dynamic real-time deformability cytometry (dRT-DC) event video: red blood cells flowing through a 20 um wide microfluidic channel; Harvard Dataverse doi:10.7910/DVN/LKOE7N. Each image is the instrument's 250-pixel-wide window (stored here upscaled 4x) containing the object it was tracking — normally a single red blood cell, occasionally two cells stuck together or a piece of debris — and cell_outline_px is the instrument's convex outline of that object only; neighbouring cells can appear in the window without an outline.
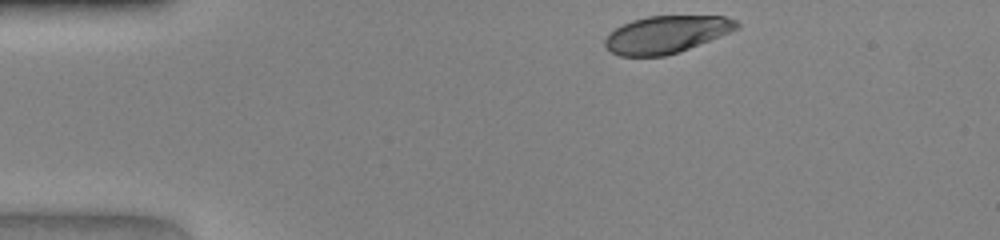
{"species": "human", "species_latin": "Homo sapiens", "temperature_condition": "warm", "stored_images_in_passage": 32, "camera_frame_rate_fps": 3000, "um_per_image_px": 0.085, "donor": {"sex": "female"}, "frame": {"image": 1, "passage_image": 1, "time_ms": 0.0, "image_size_px": [1000, 240], "cell_outline_px": [[740, 28], [720, 36], [688, 48], [664, 56], [620, 56], [612, 52], [604, 44], [604, 40], [616, 28], [632, 20], [648, 16], [724, 16], [736, 20], [740, 24]], "centroid_in_image_um": [56.66, 2.92], "position_along_channel_um": 28.3, "area_um2": 28.26}}
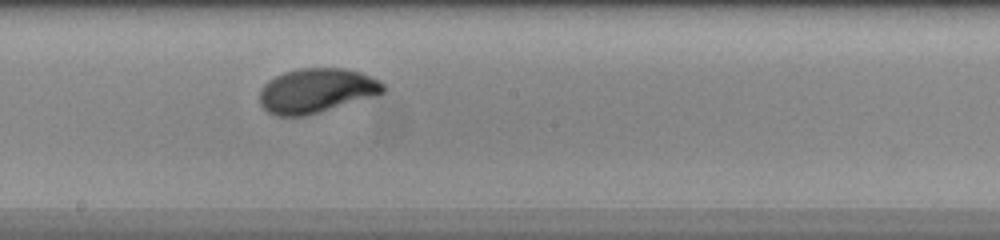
{"frame": {"image": 2, "passage_image": 19, "time_ms": 6.0, "image_size_px": [1000, 240], "cell_outline_px": [[384, 92], [380, 96], [304, 116], [276, 116], [268, 112], [260, 104], [260, 88], [268, 80], [284, 72], [300, 68], [344, 68], [360, 72], [372, 76], [380, 80], [384, 84]], "centroid_in_image_um": [26.94, 7.71], "position_along_channel_um": 221.3, "area_um2": 32.48}}
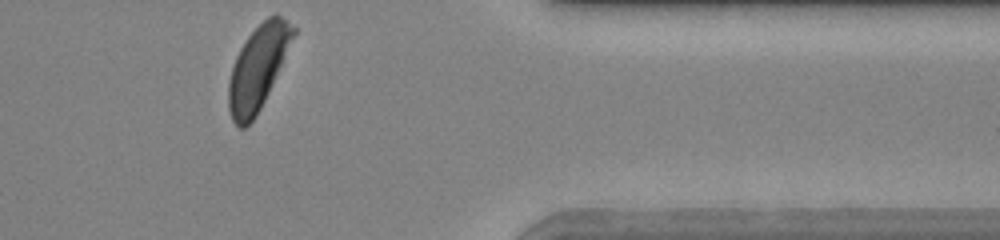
{"frame": {"image": 3, "passage_image": 32, "time_ms": 10.333, "image_size_px": [1000, 240], "cell_outline_px": [[296, 32], [268, 92], [256, 116], [244, 128], [240, 128], [232, 120], [228, 108], [228, 80], [236, 56], [240, 48], [248, 36], [268, 16], [276, 12], [296, 28]], "centroid_in_image_um": [21.9, 5.74], "position_along_channel_um": 389.5, "area_um2": 30.98}}